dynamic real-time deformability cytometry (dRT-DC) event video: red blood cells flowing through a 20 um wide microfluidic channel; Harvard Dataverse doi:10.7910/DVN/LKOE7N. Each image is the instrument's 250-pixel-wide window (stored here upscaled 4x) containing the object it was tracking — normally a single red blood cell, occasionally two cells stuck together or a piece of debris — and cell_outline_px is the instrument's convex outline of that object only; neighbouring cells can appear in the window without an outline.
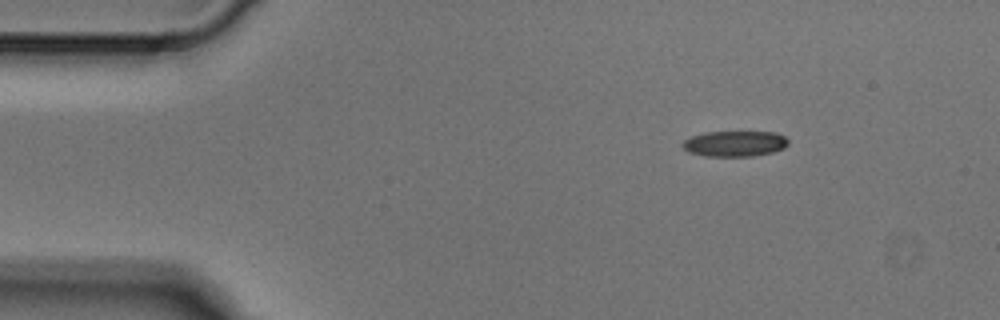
{"species": "Egyptian fruit bat (a non-hibernating species)", "species_latin": "Rousettus aegyptiacus", "temperature_condition": "cold", "stored_images_in_passage": 5, "segment_of_instrument_passage": [2, 2], "camera_frame_rate_fps": 3000, "um_per_image_px": 0.085, "animal": {"sex": "male"}, "frame": {"image": 1, "passage_image": 5, "time_ms": 1.333, "image_size_px": [1000, 320], "cell_outline_px": [[788, 144], [784, 148], [772, 152], [752, 156], [704, 156], [688, 152], [680, 144], [684, 140], [692, 136], [704, 132], [776, 132], [784, 136], [788, 140]], "centroid_in_image_um": [62.44, 12.21], "position_along_channel_um": 22.6, "area_um2": 15.84}}